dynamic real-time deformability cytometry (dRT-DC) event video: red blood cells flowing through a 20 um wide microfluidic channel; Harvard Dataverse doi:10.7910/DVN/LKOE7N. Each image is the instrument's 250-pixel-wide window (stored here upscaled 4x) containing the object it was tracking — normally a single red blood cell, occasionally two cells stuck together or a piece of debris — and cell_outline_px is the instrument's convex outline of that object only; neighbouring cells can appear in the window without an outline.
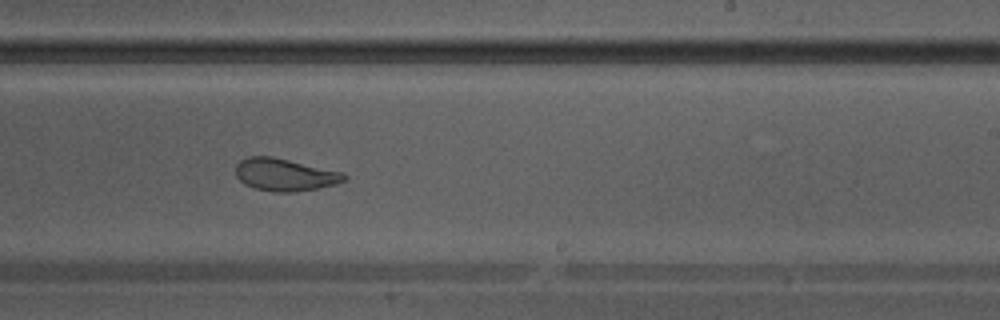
{"species": "Egyptian fruit bat (a non-hibernating species)", "species_latin": "Rousettus aegyptiacus", "temperature_condition": "warm", "stored_images_in_passage": 35, "camera_frame_rate_fps": 3000, "um_per_image_px": 0.085, "animal": {"sex": "male"}, "frame": {"image": 1, "passage_image": 25, "time_ms": 8.0, "image_size_px": [1000, 320], "cell_outline_px": [[348, 180], [336, 184], [316, 188], [292, 192], [272, 192], [256, 188], [244, 184], [236, 176], [236, 164], [240, 160], [248, 156], [272, 156], [344, 172], [348, 176]], "centroid_in_image_um": [24.23, 14.84], "position_along_channel_um": 264.8, "area_um2": 20.63}}